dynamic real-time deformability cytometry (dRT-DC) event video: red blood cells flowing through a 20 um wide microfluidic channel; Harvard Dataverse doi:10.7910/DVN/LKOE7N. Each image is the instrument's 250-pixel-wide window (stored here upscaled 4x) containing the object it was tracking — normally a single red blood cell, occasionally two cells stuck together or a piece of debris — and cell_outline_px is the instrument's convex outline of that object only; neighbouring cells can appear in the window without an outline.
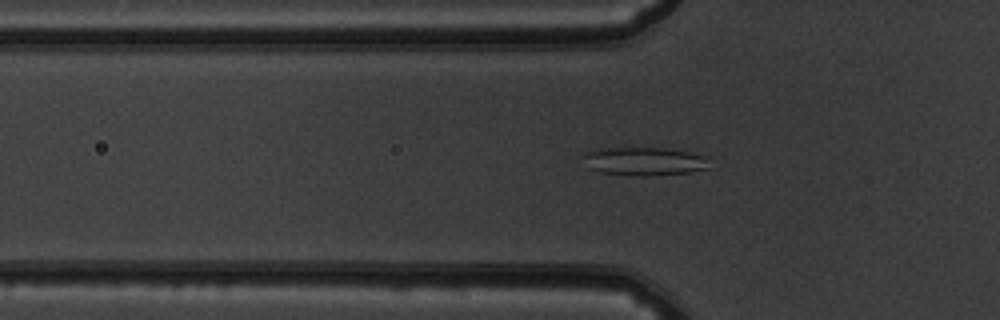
{"species": "common noctule bat (a hibernating species)", "species_latin": "Nyctalus noctula", "temperature_condition": "warm", "stored_images_in_passage": 53, "camera_frame_rate_fps": 3000, "um_per_image_px": 0.085, "animal": {"sex": "male", "body_mass_g": 19.5, "forearm_length_mm": 54.6}, "frame": {"image": 1, "passage_image": 18, "time_ms": 5.667, "image_size_px": [1000, 320], "cell_outline_px": [[712, 156], [708, 168], [688, 172], [648, 176], [632, 176], [600, 172], [588, 168], [580, 156], [584, 152], [596, 148], [664, 148]], "centroid_in_image_um": [54.74, 13.7], "position_along_channel_um": 71.1, "area_um2": 21.33}}
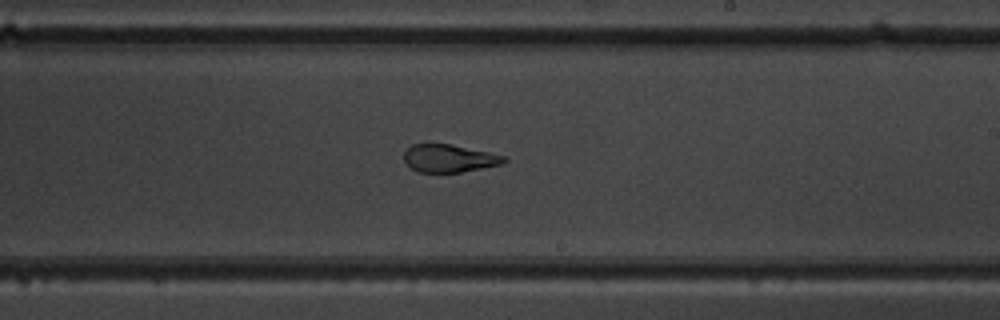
{"frame": {"image": 2, "passage_image": 32, "time_ms": 10.333, "image_size_px": [1000, 320], "cell_outline_px": [[508, 160], [504, 164], [460, 172], [416, 172], [404, 160], [404, 152], [412, 144], [448, 144], [488, 152], [504, 156]], "centroid_in_image_um": [38.18, 13.47], "position_along_channel_um": 250.8, "area_um2": 16.01}}
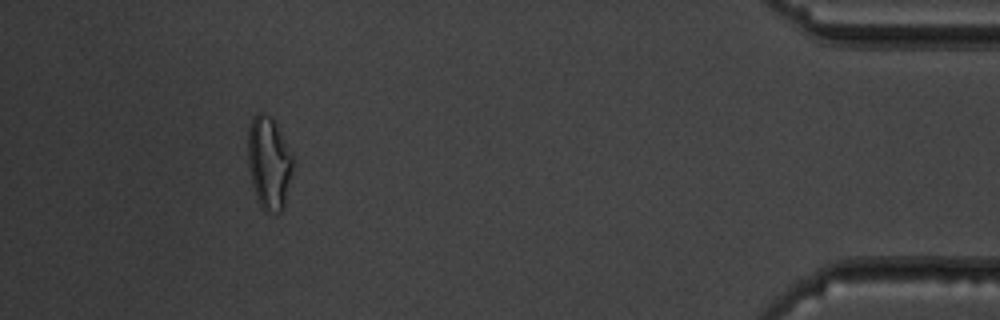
{"frame": {"image": 3, "passage_image": 49, "time_ms": 16.0, "image_size_px": [1000, 320], "cell_outline_px": [[292, 168], [284, 208], [280, 212], [264, 212], [260, 208], [252, 184], [248, 168], [248, 128], [252, 116], [260, 112], [264, 112], [272, 116], [292, 156]], "centroid_in_image_um": [22.83, 13.84], "position_along_channel_um": 412.4, "area_um2": 24.33}, "authors_computed_cell_mechanics": {"area_um2": 21.3282, "velocity_mm_per_s": 3.8512, "shape_relaxation_time_tau1_ms": 7.036, "shape_relaxation_time_tau2_ms": 1.6693, "deformation_change_tau1": 0.2111, "deformation_change_tau2": 0.08}}